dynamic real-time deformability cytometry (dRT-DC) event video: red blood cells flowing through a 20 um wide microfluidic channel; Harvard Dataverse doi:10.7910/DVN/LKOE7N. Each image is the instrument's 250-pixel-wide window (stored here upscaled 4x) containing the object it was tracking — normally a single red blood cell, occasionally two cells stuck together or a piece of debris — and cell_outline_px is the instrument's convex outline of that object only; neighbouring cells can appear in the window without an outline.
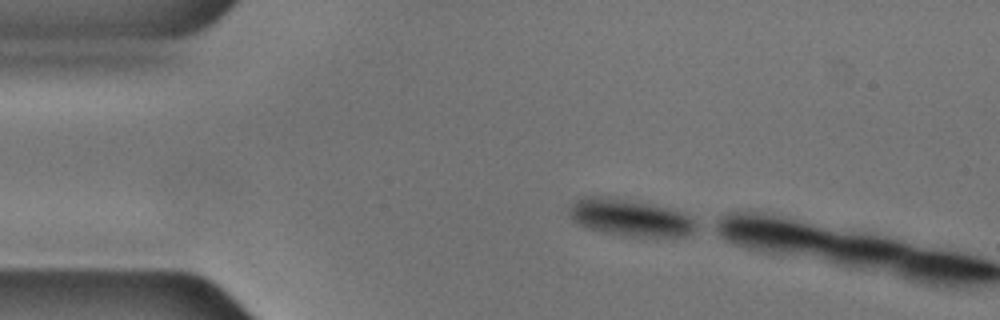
{"species": "common noctule bat (a hibernating species)", "species_latin": "Nyctalus noctula", "temperature_condition": "cold", "stored_images_in_passage": 2, "camera_frame_rate_fps": 3000, "um_per_image_px": 0.085, "animal": {"sex": "male", "body_mass_g": 17.9, "forearm_length_mm": 54.2}, "frame": {"image": 1, "passage_image": 1, "time_ms": 0.0, "image_size_px": [1000, 320], "cell_outline_px": [[700, 228], [688, 236], [624, 236], [604, 232], [588, 228], [572, 220], [568, 216], [568, 208], [576, 200], [584, 196], [604, 196], [672, 208], [684, 212], [692, 216], [700, 224]], "centroid_in_image_um": [53.63, 18.5], "position_along_channel_um": 31.4, "area_um2": 27.74}}